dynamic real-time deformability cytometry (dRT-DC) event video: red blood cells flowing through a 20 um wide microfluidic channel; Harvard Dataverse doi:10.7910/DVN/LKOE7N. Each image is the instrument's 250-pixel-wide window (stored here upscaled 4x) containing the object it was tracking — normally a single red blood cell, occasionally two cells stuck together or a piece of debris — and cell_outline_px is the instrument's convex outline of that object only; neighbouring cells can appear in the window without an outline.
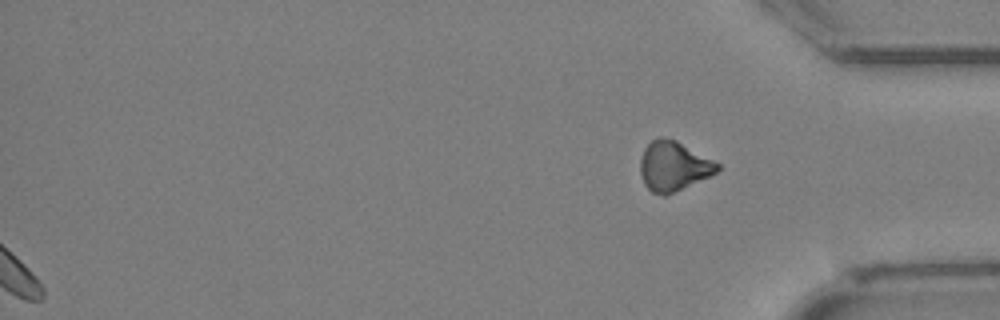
{"species": "Egyptian fruit bat (a non-hibernating species)", "species_latin": "Rousettus aegyptiacus", "temperature_condition": "cold", "stored_images_in_passage": 26, "segment_of_instrument_passage": [2, 2], "camera_frame_rate_fps": 3000, "um_per_image_px": 0.085, "animal": {"sex": "female"}, "frame": {"image": 1, "passage_image": 26, "time_ms": 8.333, "image_size_px": [1000, 320], "cell_outline_px": [[720, 168], [716, 172], [708, 176], [664, 196], [652, 192], [644, 184], [640, 172], [640, 160], [644, 148], [652, 140], [660, 136], [676, 140], [720, 164]], "centroid_in_image_um": [57.21, 14.1], "position_along_channel_um": 378.0, "area_um2": 21.91}}